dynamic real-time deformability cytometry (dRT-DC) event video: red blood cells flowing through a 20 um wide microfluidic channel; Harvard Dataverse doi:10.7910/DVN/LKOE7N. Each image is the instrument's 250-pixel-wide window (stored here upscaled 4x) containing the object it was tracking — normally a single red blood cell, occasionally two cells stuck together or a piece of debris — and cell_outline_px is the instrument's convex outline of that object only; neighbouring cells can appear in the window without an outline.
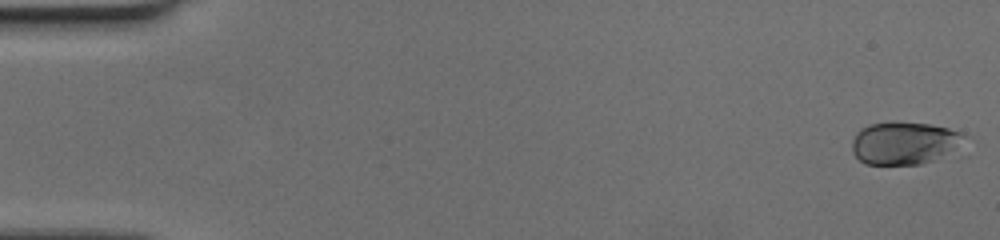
{"species": "human", "species_latin": "Homo sapiens", "temperature_condition": "cold", "stored_images_in_passage": 59, "camera_frame_rate_fps": 3000, "um_per_image_px": 0.085, "donor": {"sex": "female"}, "frame": {"image": 1, "passage_image": 1, "time_ms": 0.0, "image_size_px": [1000, 240], "cell_outline_px": [[972, 136], [952, 152], [932, 160], [920, 164], [864, 164], [852, 152], [852, 140], [856, 132], [860, 128], [868, 124], [892, 120], [896, 120], [928, 124], [948, 128], [964, 132]], "centroid_in_image_um": [76.9, 12.12], "position_along_channel_um": 8.1, "area_um2": 28.67}}
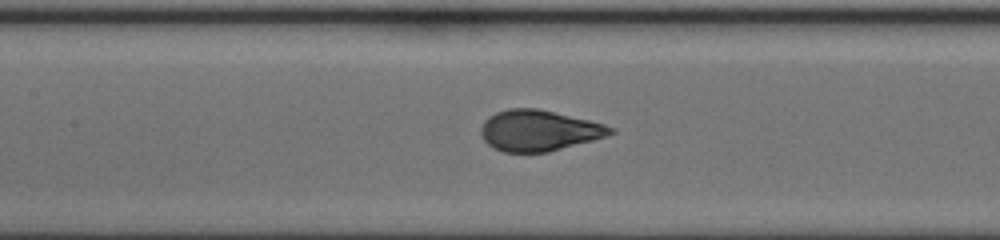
{"frame": {"image": 2, "passage_image": 28, "time_ms": 9.0, "image_size_px": [1000, 240], "cell_outline_px": [[616, 132], [592, 140], [548, 152], [504, 152], [492, 148], [480, 136], [480, 128], [484, 120], [488, 116], [496, 112], [508, 108], [536, 108], [588, 120], [604, 124], [616, 128]], "centroid_in_image_um": [45.75, 11.09], "position_along_channel_um": 161.6, "area_um2": 30.81}}
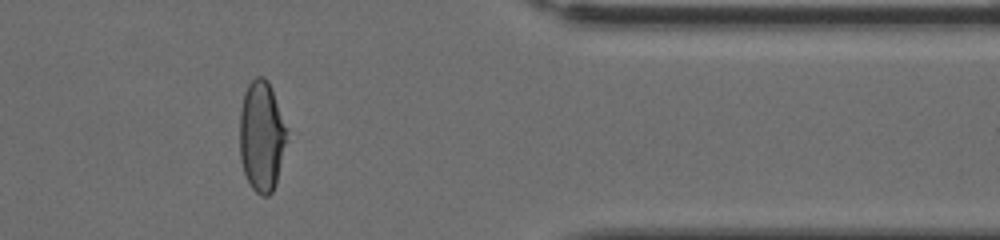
{"frame": {"image": 3, "passage_image": 49, "time_ms": 16.0, "image_size_px": [1000, 240], "cell_outline_px": [[288, 140], [276, 184], [272, 192], [268, 196], [260, 196], [252, 188], [244, 172], [240, 160], [240, 108], [244, 92], [248, 84], [256, 76], [264, 76], [268, 80], [272, 88], [288, 128]], "centroid_in_image_um": [22.26, 11.56], "position_along_channel_um": 389.1, "area_um2": 31.1}}